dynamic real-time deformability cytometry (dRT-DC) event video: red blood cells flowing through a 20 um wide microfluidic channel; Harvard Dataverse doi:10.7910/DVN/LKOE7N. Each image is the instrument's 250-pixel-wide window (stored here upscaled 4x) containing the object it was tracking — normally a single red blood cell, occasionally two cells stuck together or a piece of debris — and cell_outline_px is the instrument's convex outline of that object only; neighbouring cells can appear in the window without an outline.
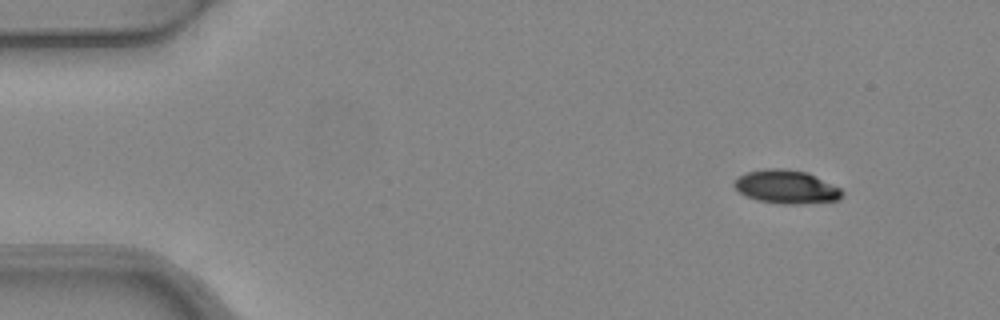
{"species": "common noctule bat (a hibernating species)", "species_latin": "Nyctalus noctula", "temperature_condition": "warm", "stored_images_in_passage": 3, "camera_frame_rate_fps": 3000, "um_per_image_px": 0.085, "animal": {"sex": "female", "body_mass_g": 24.6, "forearm_length_mm": 56.2}, "frame": {"image": 1, "passage_image": 1, "time_ms": 0.0, "image_size_px": [1000, 320], "cell_outline_px": [[844, 192], [840, 200], [800, 204], [780, 204], [756, 200], [740, 192], [732, 184], [732, 180], [744, 172], [764, 168], [780, 168], [808, 172], [840, 188]], "centroid_in_image_um": [66.81, 15.87], "position_along_channel_um": 18.2, "area_um2": 21.33}}
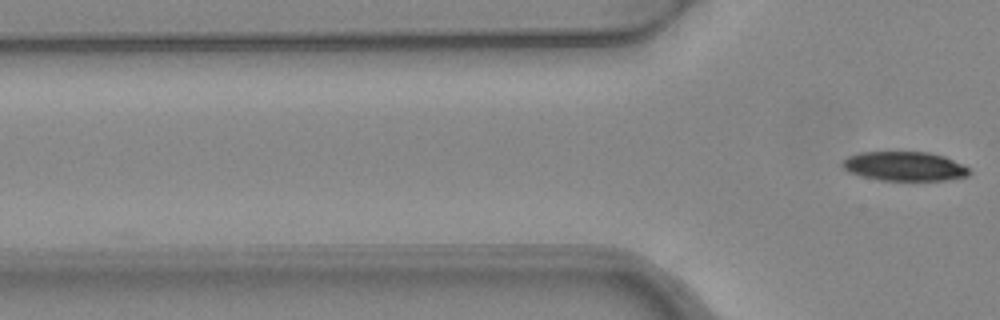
{"frame": {"image": 2, "passage_image": 3, "time_ms": 0.667, "image_size_px": [1000, 320], "cell_outline_px": [[968, 176], [944, 180], [880, 180], [860, 176], [848, 172], [840, 164], [848, 156], [860, 152], [928, 152], [944, 156], [968, 168]], "centroid_in_image_um": [76.82, 14.13], "position_along_channel_um": 49.0, "area_um2": 21.44}}